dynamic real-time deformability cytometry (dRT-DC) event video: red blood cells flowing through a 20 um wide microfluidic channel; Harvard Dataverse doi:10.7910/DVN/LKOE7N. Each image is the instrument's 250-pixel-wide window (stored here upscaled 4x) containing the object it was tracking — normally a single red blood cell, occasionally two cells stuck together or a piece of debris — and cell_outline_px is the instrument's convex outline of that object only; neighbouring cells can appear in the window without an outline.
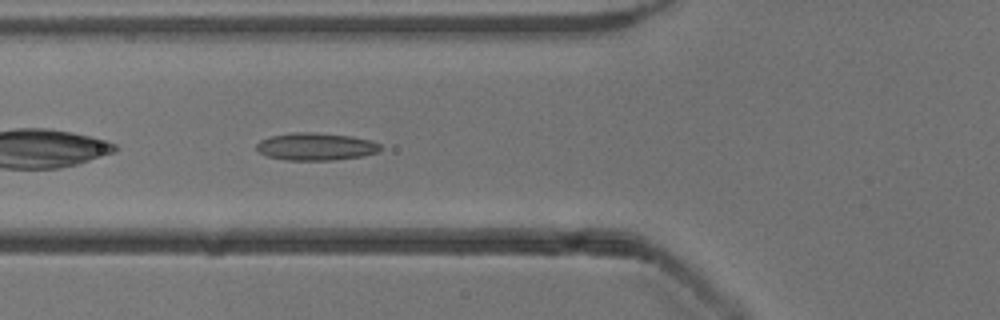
{"species": "common noctule bat (a hibernating species)", "species_latin": "Nyctalus noctula", "temperature_condition": "cold", "stored_images_in_passage": 34, "camera_frame_rate_fps": 3000, "um_per_image_px": 0.085, "animal": {"sex": "male", "body_mass_g": 13.3}, "frame": {"image": 1, "passage_image": 5, "time_ms": 1.333, "image_size_px": [1000, 320], "cell_outline_px": [[380, 148], [376, 152], [364, 156], [332, 160], [284, 160], [268, 156], [260, 152], [256, 148], [256, 144], [260, 140], [272, 136], [292, 132], [316, 132], [352, 136], [372, 140], [380, 144]], "centroid_in_image_um": [26.85, 12.45], "position_along_channel_um": 99.0, "area_um2": 19.88}}
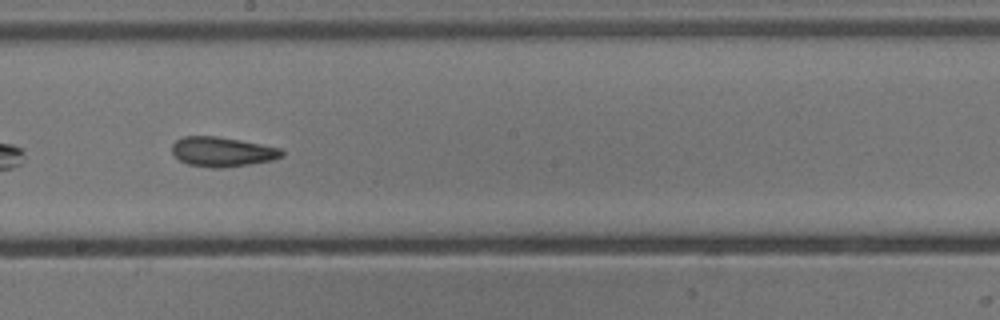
{"frame": {"image": 2, "passage_image": 15, "time_ms": 4.667, "image_size_px": [1000, 320], "cell_outline_px": [[284, 156], [272, 160], [224, 168], [212, 168], [188, 164], [180, 160], [172, 152], [172, 144], [176, 140], [184, 136], [216, 136], [260, 144], [280, 148], [284, 152]], "centroid_in_image_um": [18.88, 12.9], "position_along_channel_um": 229.3, "area_um2": 18.84}}
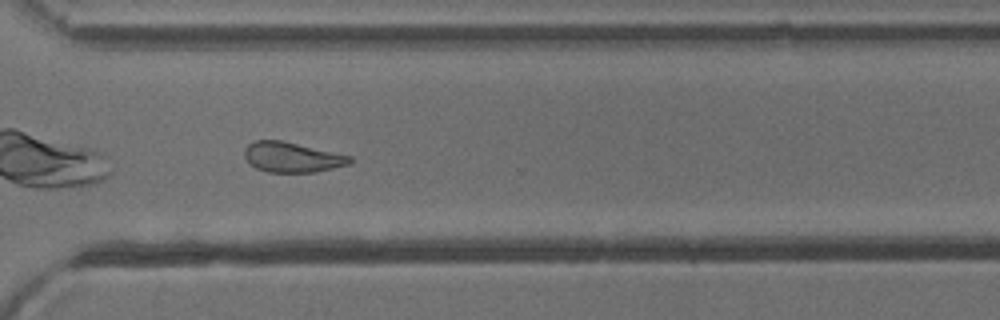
{"frame": {"image": 3, "passage_image": 24, "time_ms": 7.667, "image_size_px": [1000, 320], "cell_outline_px": [[352, 164], [312, 172], [268, 172], [256, 168], [244, 156], [244, 148], [252, 140], [280, 140], [352, 156]], "centroid_in_image_um": [24.82, 13.35], "position_along_channel_um": 345.8, "area_um2": 18.38}, "authors_computed_cell_mechanics": {"area_um2": 18.9873, "velocity_mm_per_s": 3.905, "shape_relaxation_time_tau1_ms": null, "shape_relaxation_time_tau2_ms": 4.9578, "deformation_change_tau1": null, "deformation_change_tau2": 0.1445}}